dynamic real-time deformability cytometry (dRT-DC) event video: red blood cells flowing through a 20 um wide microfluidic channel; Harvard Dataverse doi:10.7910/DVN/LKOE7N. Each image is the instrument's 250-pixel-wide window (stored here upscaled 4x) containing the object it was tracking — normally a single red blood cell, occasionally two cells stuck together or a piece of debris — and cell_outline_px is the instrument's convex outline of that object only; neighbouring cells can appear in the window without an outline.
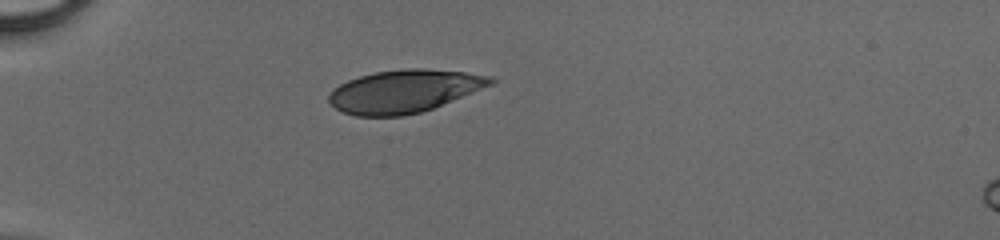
{"species": "human", "species_latin": "Homo sapiens", "temperature_condition": "cold", "stored_images_in_passage": 35, "camera_frame_rate_fps": 3000, "um_per_image_px": 0.085, "donor": {"sex": "male"}, "frame": {"image": 1, "passage_image": 1, "time_ms": 0.0, "image_size_px": [1000, 240], "cell_outline_px": [[496, 80], [492, 84], [432, 108], [420, 112], [400, 116], [356, 116], [344, 112], [336, 108], [328, 100], [328, 92], [340, 84], [348, 80], [360, 76], [376, 72], [404, 68], [424, 68], [464, 72], [492, 76]], "centroid_in_image_um": [34.33, 7.74], "position_along_channel_um": 50.7, "area_um2": 40.0}}
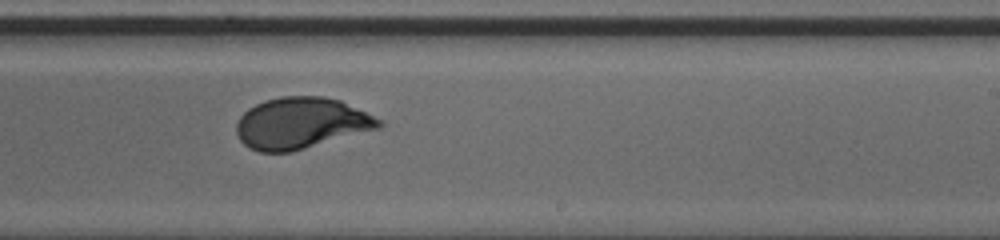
{"frame": {"image": 2, "passage_image": 18, "time_ms": 5.667, "image_size_px": [1000, 240], "cell_outline_px": [[384, 124], [380, 128], [292, 152], [260, 152], [248, 148], [240, 140], [236, 132], [236, 124], [240, 116], [248, 108], [264, 100], [280, 96], [324, 96], [340, 100], [384, 120]], "centroid_in_image_um": [25.6, 10.47], "position_along_channel_um": 263.4, "area_um2": 42.95}}
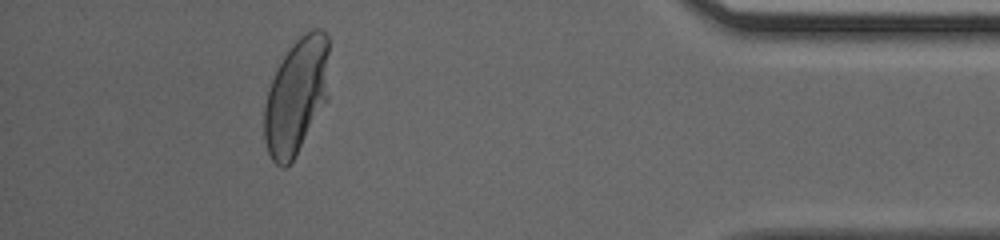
{"frame": {"image": 3, "passage_image": 31, "time_ms": 10.0, "image_size_px": [1000, 240], "cell_outline_px": [[328, 100], [296, 156], [284, 168], [280, 168], [272, 160], [268, 152], [264, 140], [264, 108], [268, 92], [276, 68], [292, 44], [300, 36], [312, 28], [320, 28], [328, 36]], "centroid_in_image_um": [25.2, 8.18], "position_along_channel_um": 410.0, "area_um2": 44.16}}